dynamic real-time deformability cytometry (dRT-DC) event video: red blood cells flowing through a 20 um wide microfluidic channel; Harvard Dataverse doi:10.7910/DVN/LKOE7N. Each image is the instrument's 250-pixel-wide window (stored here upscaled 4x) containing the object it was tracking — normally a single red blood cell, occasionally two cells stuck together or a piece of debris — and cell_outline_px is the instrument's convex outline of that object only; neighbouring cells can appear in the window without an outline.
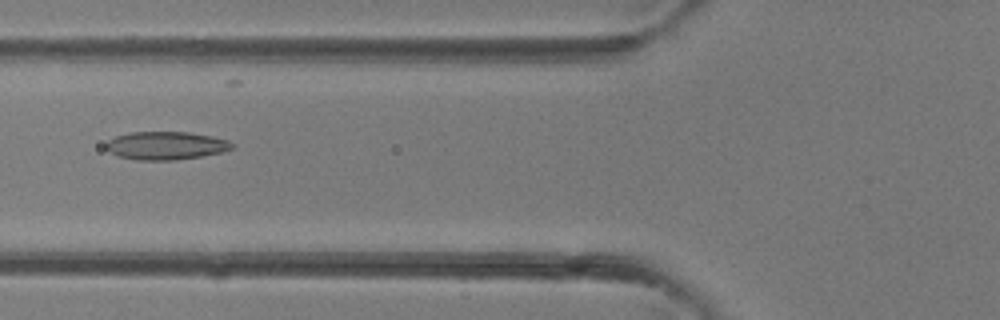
{"species": "common noctule bat (a hibernating species)", "species_latin": "Nyctalus noctula", "temperature_condition": "room temperature", "stored_images_in_passage": 40, "camera_frame_rate_fps": 3000, "um_per_image_px": 0.085, "animal": {"sex": "female"}, "frame": {"image": 1, "passage_image": 16, "time_ms": 5.0, "image_size_px": [1000, 320], "cell_outline_px": [[232, 148], [220, 152], [200, 156], [176, 160], [136, 160], [116, 156], [104, 144], [108, 140], [116, 136], [132, 132], [188, 132], [212, 136], [228, 140], [232, 144]], "centroid_in_image_um": [14.07, 12.37], "position_along_channel_um": 111.7, "area_um2": 20.46}}
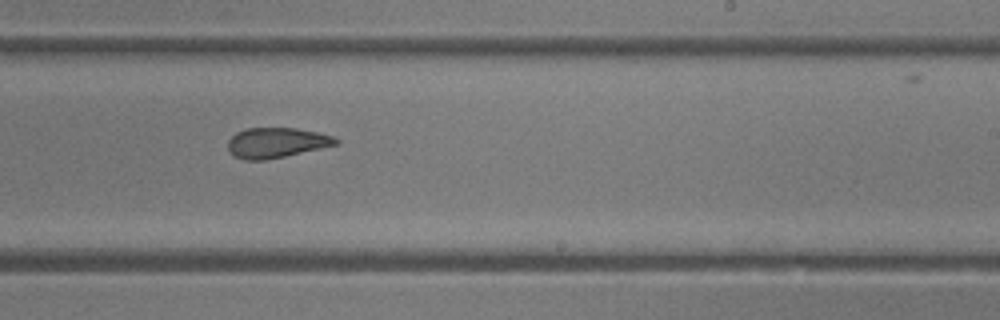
{"frame": {"image": 2, "passage_image": 25, "time_ms": 8.0, "image_size_px": [1000, 320], "cell_outline_px": [[340, 144], [284, 156], [264, 160], [244, 160], [232, 156], [228, 152], [228, 140], [236, 132], [248, 128], [296, 128], [316, 132], [332, 136], [340, 140]], "centroid_in_image_um": [23.47, 12.13], "position_along_channel_um": 265.5, "area_um2": 19.02}}
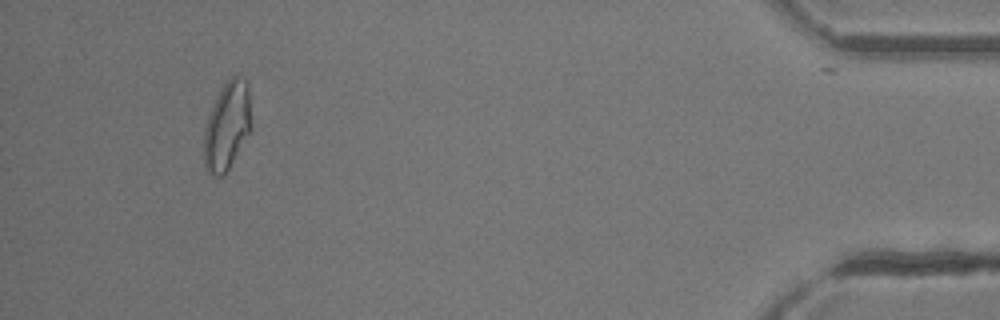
{"frame": {"image": 3, "passage_image": 38, "time_ms": 12.333, "image_size_px": [1000, 320], "cell_outline_px": [[252, 128], [224, 176], [216, 176], [208, 172], [204, 164], [204, 128], [212, 104], [220, 88], [232, 76], [236, 76], [248, 80]], "centroid_in_image_um": [19.31, 10.68], "position_along_channel_um": 415.9, "area_um2": 24.51}}